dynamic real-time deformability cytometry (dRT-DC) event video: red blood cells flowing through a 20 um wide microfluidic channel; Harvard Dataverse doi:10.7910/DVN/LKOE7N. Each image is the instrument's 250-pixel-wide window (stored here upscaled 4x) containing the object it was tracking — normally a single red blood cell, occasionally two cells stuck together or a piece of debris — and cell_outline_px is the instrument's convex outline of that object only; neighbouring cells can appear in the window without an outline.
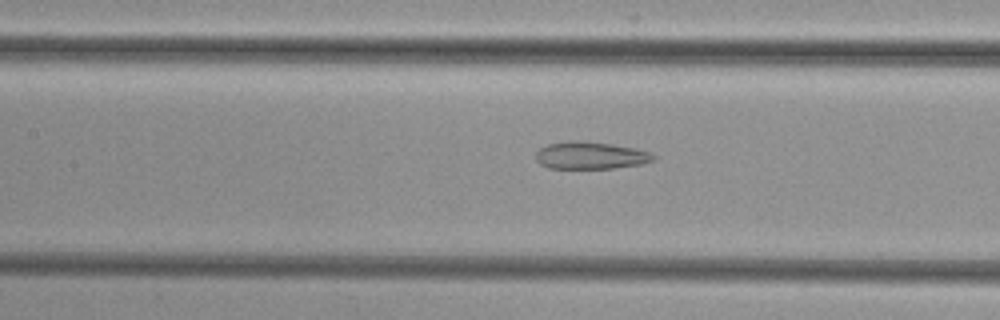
{"species": "common noctule bat (a hibernating species)", "species_latin": "Nyctalus noctula", "temperature_condition": "cold", "stored_images_in_passage": 36, "camera_frame_rate_fps": 3000, "um_per_image_px": 0.085, "animal": {"sex": "female", "body_mass_g": 29.2, "forearm_length_mm": 56.3}, "frame": {"image": 1, "passage_image": 8, "time_ms": 2.333, "image_size_px": [1000, 320], "cell_outline_px": [[656, 156], [652, 160], [644, 164], [612, 168], [548, 168], [540, 164], [536, 160], [536, 152], [540, 148], [548, 144], [572, 140], [584, 140], [612, 144], [632, 148], [648, 152]], "centroid_in_image_um": [50.16, 13.21], "position_along_channel_um": 157.2, "area_um2": 18.67}}
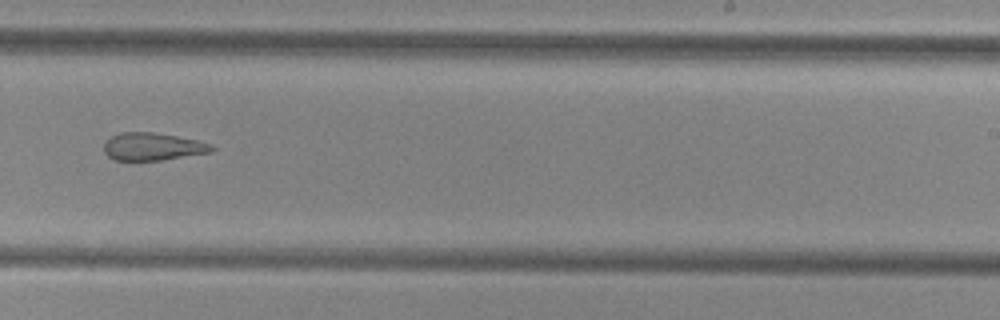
{"frame": {"image": 2, "passage_image": 17, "time_ms": 5.333, "image_size_px": [1000, 320], "cell_outline_px": [[216, 148], [212, 152], [160, 160], [116, 160], [108, 156], [104, 152], [104, 140], [120, 132], [152, 132], [176, 136], [196, 140], [212, 144]], "centroid_in_image_um": [12.97, 12.46], "position_along_channel_um": 276.0, "area_um2": 17.34}}
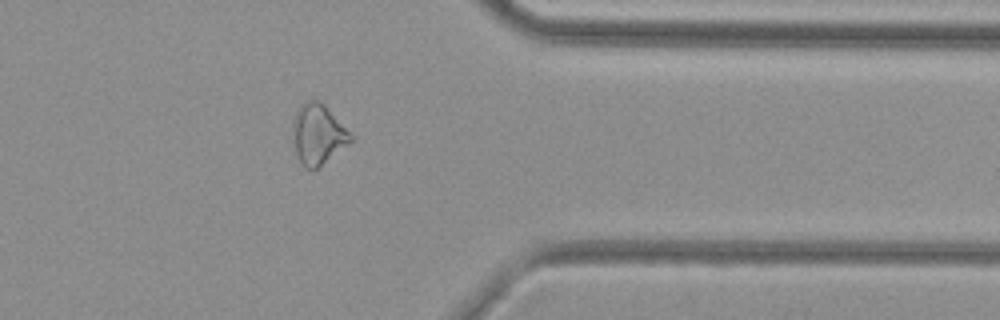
{"frame": {"image": 3, "passage_image": 26, "time_ms": 8.333, "image_size_px": [1000, 320], "cell_outline_px": [[356, 136], [348, 144], [312, 172], [304, 168], [296, 152], [292, 124], [292, 120], [300, 104], [308, 100], [316, 100], [324, 104]], "centroid_in_image_um": [27.05, 11.41], "position_along_channel_um": 384.3, "area_um2": 20.46}}